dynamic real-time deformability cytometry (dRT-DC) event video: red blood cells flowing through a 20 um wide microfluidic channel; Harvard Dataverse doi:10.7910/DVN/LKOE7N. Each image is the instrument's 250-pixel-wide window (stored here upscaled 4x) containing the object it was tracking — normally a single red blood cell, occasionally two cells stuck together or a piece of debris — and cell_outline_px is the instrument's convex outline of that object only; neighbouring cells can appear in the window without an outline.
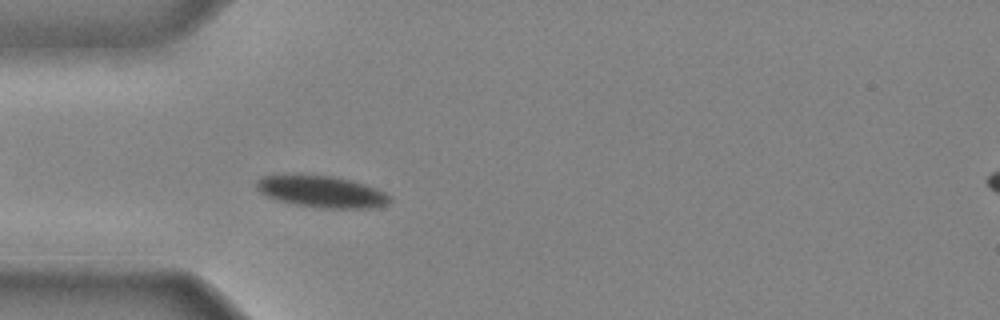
{"species": "common noctule bat (a hibernating species)", "species_latin": "Nyctalus noctula", "temperature_condition": "cold", "stored_images_in_passage": 42, "camera_frame_rate_fps": 3000, "um_per_image_px": 0.085, "animal": {"sex": "male", "body_mass_g": 20.4}, "frame": {"image": 1, "passage_image": 12, "time_ms": 3.667, "image_size_px": [1000, 320], "cell_outline_px": [[392, 200], [388, 204], [372, 208], [320, 208], [296, 204], [276, 200], [260, 192], [256, 188], [256, 180], [264, 176], [284, 172], [296, 172], [332, 176], [352, 180], [376, 188], [392, 196]], "centroid_in_image_um": [27.29, 16.24], "position_along_channel_um": 57.7, "area_um2": 25.43}}
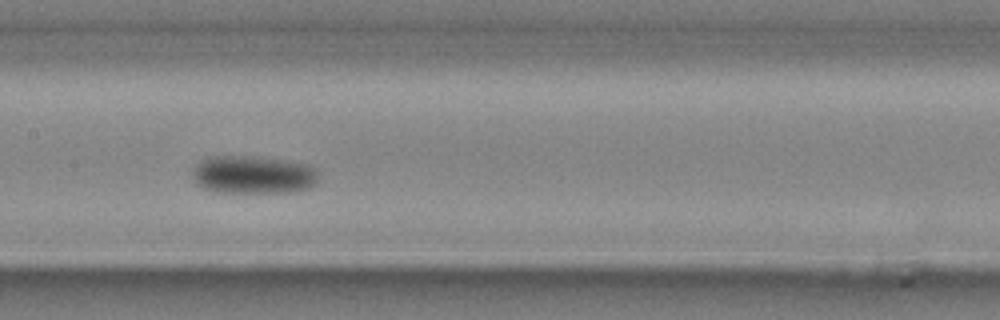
{"frame": {"image": 2, "passage_image": 21, "time_ms": 6.667, "image_size_px": [1000, 320], "cell_outline_px": [[316, 184], [308, 188], [292, 192], [216, 192], [204, 188], [196, 184], [192, 176], [192, 168], [208, 156], [256, 156], [284, 160], [308, 164], [316, 172]], "centroid_in_image_um": [21.47, 14.85], "position_along_channel_um": 185.9, "area_um2": 27.98}}
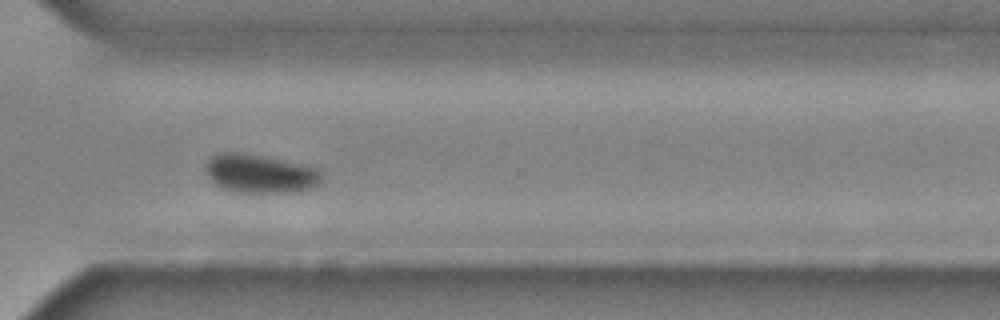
{"frame": {"image": 3, "passage_image": 32, "time_ms": 10.333, "image_size_px": [1000, 320], "cell_outline_px": [[324, 180], [320, 184], [312, 188], [292, 192], [244, 192], [224, 188], [216, 184], [208, 176], [208, 160], [212, 156], [220, 152], [236, 152], [260, 156], [280, 160], [316, 168], [320, 172]], "centroid_in_image_um": [22.15, 14.77], "position_along_channel_um": 348.4, "area_um2": 25.43}}